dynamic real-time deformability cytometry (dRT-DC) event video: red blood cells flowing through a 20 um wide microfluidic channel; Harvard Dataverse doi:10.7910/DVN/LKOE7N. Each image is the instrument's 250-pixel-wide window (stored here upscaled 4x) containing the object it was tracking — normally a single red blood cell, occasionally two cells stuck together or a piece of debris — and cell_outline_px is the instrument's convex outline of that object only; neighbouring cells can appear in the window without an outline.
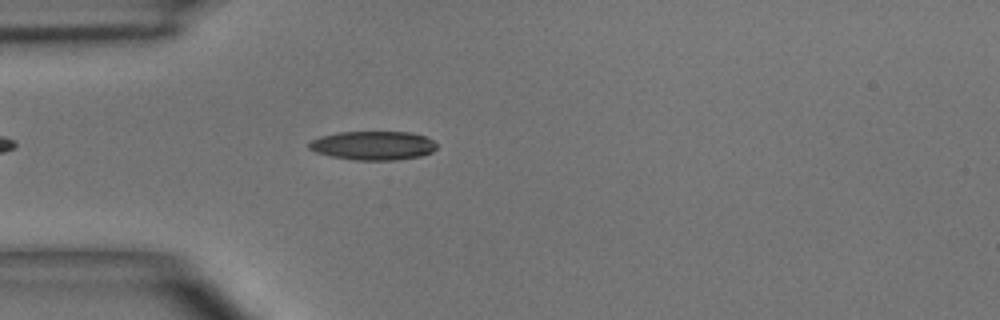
{"species": "common noctule bat (a hibernating species)", "species_latin": "Nyctalus noctula", "temperature_condition": "room temperature", "stored_images_in_passage": 4, "camera_frame_rate_fps": 3000, "um_per_image_px": 0.085, "animal": {"sex": "male", "body_mass_g": 15.6}, "frame": {"image": 1, "passage_image": 4, "time_ms": 3.333, "image_size_px": [1000, 320], "cell_outline_px": [[436, 148], [432, 152], [420, 156], [396, 160], [356, 160], [332, 156], [316, 152], [308, 148], [308, 144], [312, 140], [320, 136], [340, 132], [408, 132], [424, 136], [432, 140], [436, 144]], "centroid_in_image_um": [31.71, 12.37], "position_along_channel_um": 53.3, "area_um2": 21.33}}